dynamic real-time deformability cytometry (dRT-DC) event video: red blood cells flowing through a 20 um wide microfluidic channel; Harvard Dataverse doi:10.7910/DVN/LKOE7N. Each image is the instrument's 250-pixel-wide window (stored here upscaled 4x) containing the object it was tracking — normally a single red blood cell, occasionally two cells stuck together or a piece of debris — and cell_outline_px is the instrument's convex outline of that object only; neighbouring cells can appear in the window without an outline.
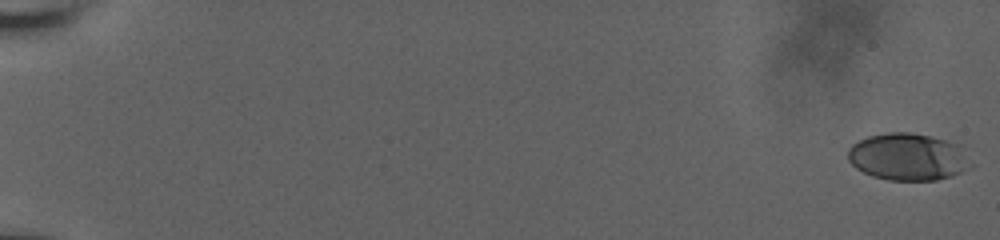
{"species": "human", "species_latin": "Homo sapiens", "temperature_condition": "room temperature", "stored_images_in_passage": 12, "camera_frame_rate_fps": 3000, "um_per_image_px": 0.085, "donor": {"sex": "male"}, "frame": {"image": 1, "passage_image": 1, "time_ms": 0.0, "image_size_px": [1000, 240], "cell_outline_px": [[976, 164], [952, 176], [936, 180], [888, 180], [872, 176], [856, 168], [848, 160], [848, 148], [852, 144], [868, 136], [888, 132], [908, 132], [928, 136], [960, 144]], "centroid_in_image_um": [77.22, 13.34], "position_along_channel_um": 7.8, "area_um2": 34.04}}
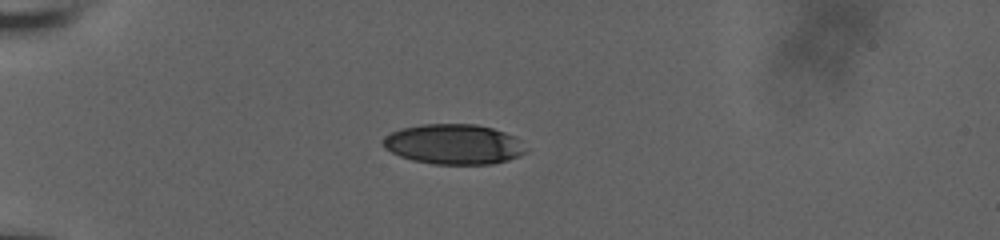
{"frame": {"image": 2, "passage_image": 10, "time_ms": 6.0, "image_size_px": [1000, 240], "cell_outline_px": [[528, 152], [520, 156], [508, 160], [492, 164], [432, 164], [412, 160], [400, 156], [384, 148], [380, 140], [384, 136], [400, 128], [420, 124], [476, 124], [492, 128], [516, 136], [528, 148]], "centroid_in_image_um": [38.58, 12.26], "position_along_channel_um": 46.4, "area_um2": 33.87}}
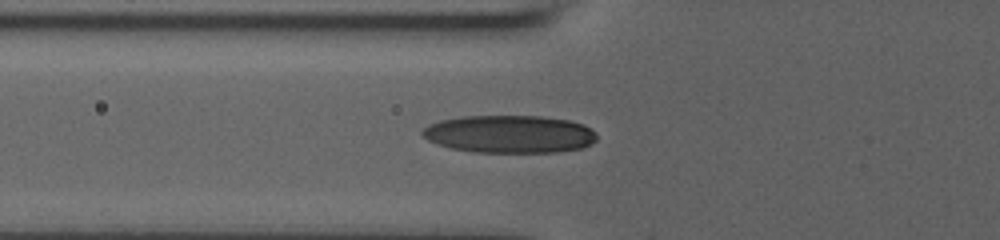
{"frame": {"image": 3, "passage_image": 12, "time_ms": 8.0, "image_size_px": [1000, 240], "cell_outline_px": [[596, 140], [592, 144], [580, 148], [560, 152], [472, 152], [452, 148], [436, 144], [428, 140], [420, 132], [428, 124], [440, 120], [464, 116], [540, 116], [568, 120], [584, 124], [596, 132]], "centroid_in_image_um": [43.31, 11.4], "position_along_channel_um": 82.5, "area_um2": 38.49}}